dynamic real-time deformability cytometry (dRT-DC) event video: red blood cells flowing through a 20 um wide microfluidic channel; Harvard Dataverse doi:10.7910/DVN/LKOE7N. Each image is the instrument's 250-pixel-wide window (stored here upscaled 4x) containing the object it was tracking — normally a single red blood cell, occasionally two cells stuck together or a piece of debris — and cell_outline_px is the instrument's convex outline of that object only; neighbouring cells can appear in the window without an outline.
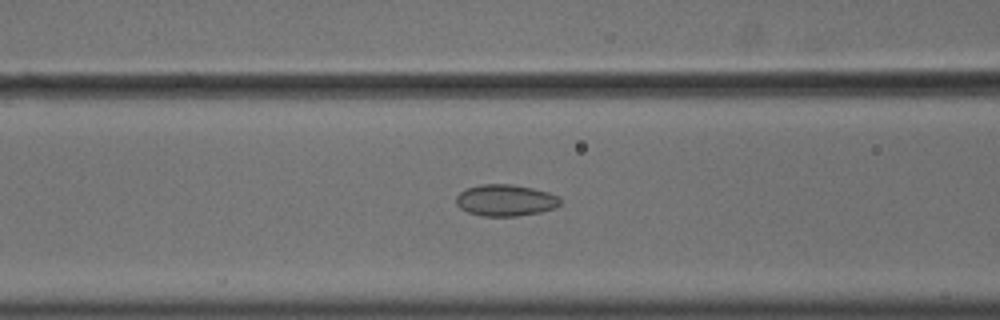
{"species": "common noctule bat (a hibernating species)", "species_latin": "Nyctalus noctula", "temperature_condition": "cold", "stored_images_in_passage": 38, "camera_frame_rate_fps": 3000, "um_per_image_px": 0.085, "animal": {"sex": "male", "body_mass_g": 18.8}, "frame": {"image": 1, "passage_image": 11, "time_ms": 3.333, "image_size_px": [1000, 320], "cell_outline_px": [[560, 204], [556, 208], [540, 212], [516, 216], [480, 216], [468, 212], [460, 208], [456, 204], [456, 196], [464, 188], [480, 184], [512, 184], [532, 188], [548, 192], [560, 196]], "centroid_in_image_um": [42.95, 17.02], "position_along_channel_um": 123.6, "area_um2": 19.36}}
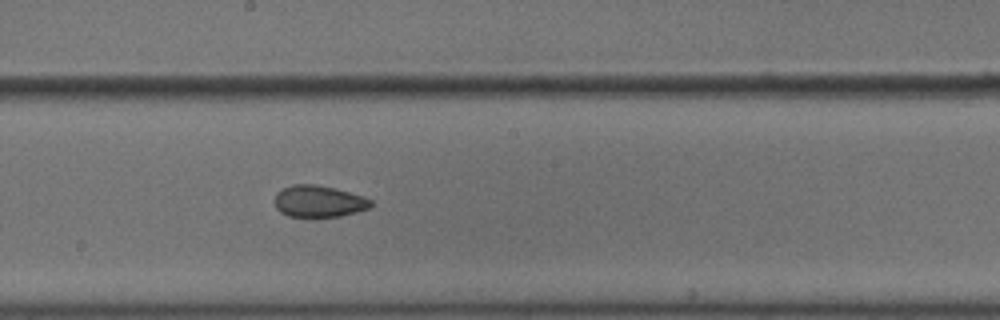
{"frame": {"image": 2, "passage_image": 19, "time_ms": 6.0, "image_size_px": [1000, 320], "cell_outline_px": [[372, 204], [368, 208], [356, 212], [340, 216], [288, 216], [280, 212], [276, 208], [276, 192], [292, 184], [316, 184], [336, 188], [364, 196], [372, 200]], "centroid_in_image_um": [27.11, 17.09], "position_along_channel_um": 221.1, "area_um2": 17.69}}
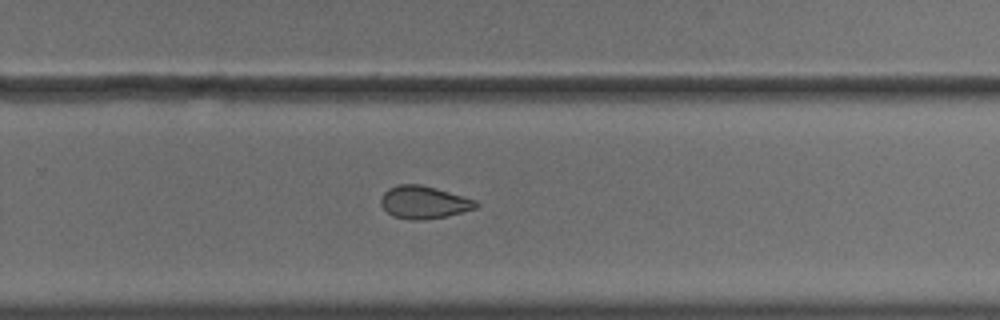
{"frame": {"image": 3, "passage_image": 25, "time_ms": 8.0, "image_size_px": [1000, 320], "cell_outline_px": [[480, 204], [476, 208], [444, 216], [424, 220], [408, 220], [392, 216], [380, 204], [380, 200], [384, 192], [388, 188], [396, 184], [420, 184], [436, 188], [476, 200]], "centroid_in_image_um": [35.99, 17.19], "position_along_channel_um": 293.8, "area_um2": 18.09}, "authors_computed_cell_mechanics": {"area_um2": 18.2937, "velocity_mm_per_s": 3.6453, "shape_relaxation_time_tau1_ms": null, "shape_relaxation_time_tau2_ms": 2.6456, "deformation_change_tau1": null, "deformation_change_tau2": 0.0689}}